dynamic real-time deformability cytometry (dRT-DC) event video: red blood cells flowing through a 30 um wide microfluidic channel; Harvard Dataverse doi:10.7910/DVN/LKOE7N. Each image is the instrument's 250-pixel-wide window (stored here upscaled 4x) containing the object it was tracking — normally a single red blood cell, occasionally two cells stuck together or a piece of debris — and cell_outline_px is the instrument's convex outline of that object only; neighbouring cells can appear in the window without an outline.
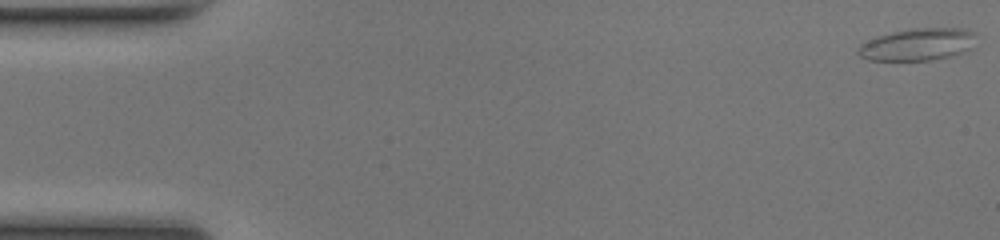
{"species": "common noctule bat (a hibernating species)", "species_latin": "Nyctalus noctula", "temperature_condition": "room temperature", "stored_images_in_passage": 49, "camera_frame_rate_fps": 3000, "um_per_image_px": 0.085, "animal": {"sex": "female", "body_mass_g": 17.0, "forearm_length_mm": 48.0}, "frame": {"image": 1, "passage_image": 1, "time_ms": 0.0, "image_size_px": [1000, 240], "cell_outline_px": [[972, 32], [968, 48], [960, 52], [948, 56], [932, 60], [868, 60], [860, 56], [856, 52], [856, 48], [860, 44], [876, 36], [892, 32], [912, 28], [964, 28]], "centroid_in_image_um": [77.85, 3.77], "position_along_channel_um": 7.2, "area_um2": 21.62}}
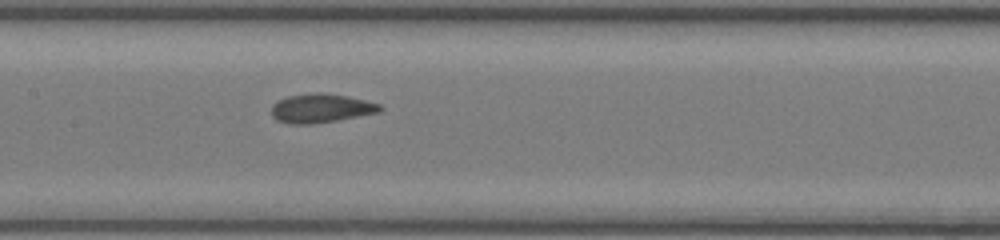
{"frame": {"image": 2, "passage_image": 24, "time_ms": 7.667, "image_size_px": [1000, 240], "cell_outline_px": [[384, 108], [380, 112], [336, 120], [312, 124], [292, 124], [276, 120], [272, 116], [272, 104], [276, 100], [288, 96], [316, 92], [320, 92], [348, 96], [380, 104]], "centroid_in_image_um": [27.26, 9.19], "position_along_channel_um": 180.1, "area_um2": 18.32}}
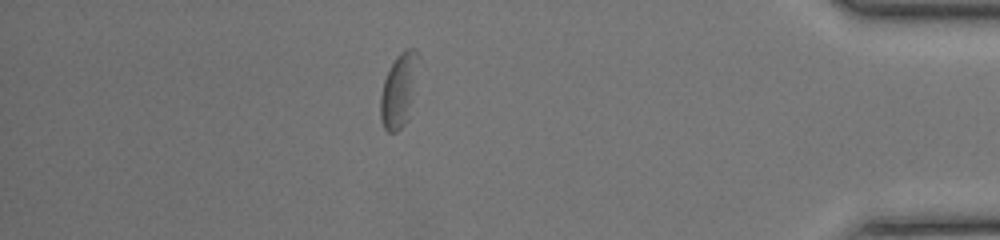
{"frame": {"image": 3, "passage_image": 43, "time_ms": 14.0, "image_size_px": [1000, 240], "cell_outline_px": [[420, 56], [408, 120], [396, 132], [388, 132], [384, 128], [380, 120], [380, 96], [384, 80], [396, 56], [400, 52], [408, 48], [416, 48]], "centroid_in_image_um": [33.91, 7.66], "position_along_channel_um": 401.3, "area_um2": 16.36}, "authors_computed_cell_mechanics": {"area_um2": 18.2648, "velocity_mm_per_s": 4.1975, "shape_relaxation_time_tau1_ms": 3.8619, "shape_relaxation_time_tau2_ms": 1.6586, "deformation_change_tau1": 0.1064, "deformation_change_tau2": 0.0804}}